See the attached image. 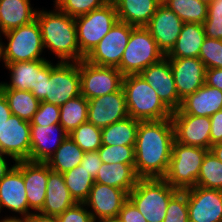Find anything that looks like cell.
<instances>
[{"label": "cell", "mask_w": 222, "mask_h": 222, "mask_svg": "<svg viewBox=\"0 0 222 222\" xmlns=\"http://www.w3.org/2000/svg\"><path fill=\"white\" fill-rule=\"evenodd\" d=\"M109 0H55L54 5L73 18L103 7Z\"/></svg>", "instance_id": "cell-38"}, {"label": "cell", "mask_w": 222, "mask_h": 222, "mask_svg": "<svg viewBox=\"0 0 222 222\" xmlns=\"http://www.w3.org/2000/svg\"><path fill=\"white\" fill-rule=\"evenodd\" d=\"M101 131V128L87 121L68 135L84 152H92L102 146Z\"/></svg>", "instance_id": "cell-37"}, {"label": "cell", "mask_w": 222, "mask_h": 222, "mask_svg": "<svg viewBox=\"0 0 222 222\" xmlns=\"http://www.w3.org/2000/svg\"><path fill=\"white\" fill-rule=\"evenodd\" d=\"M123 88L117 92L88 100V122L98 128H105L128 117Z\"/></svg>", "instance_id": "cell-14"}, {"label": "cell", "mask_w": 222, "mask_h": 222, "mask_svg": "<svg viewBox=\"0 0 222 222\" xmlns=\"http://www.w3.org/2000/svg\"><path fill=\"white\" fill-rule=\"evenodd\" d=\"M164 57V53L158 48L149 30L142 26L134 27L117 69L124 76L140 74L148 66L159 62Z\"/></svg>", "instance_id": "cell-7"}, {"label": "cell", "mask_w": 222, "mask_h": 222, "mask_svg": "<svg viewBox=\"0 0 222 222\" xmlns=\"http://www.w3.org/2000/svg\"><path fill=\"white\" fill-rule=\"evenodd\" d=\"M117 21L118 15L112 1L90 13L76 17L77 41L81 54L86 57Z\"/></svg>", "instance_id": "cell-8"}, {"label": "cell", "mask_w": 222, "mask_h": 222, "mask_svg": "<svg viewBox=\"0 0 222 222\" xmlns=\"http://www.w3.org/2000/svg\"><path fill=\"white\" fill-rule=\"evenodd\" d=\"M205 84L222 91V69L212 68L205 71Z\"/></svg>", "instance_id": "cell-49"}, {"label": "cell", "mask_w": 222, "mask_h": 222, "mask_svg": "<svg viewBox=\"0 0 222 222\" xmlns=\"http://www.w3.org/2000/svg\"><path fill=\"white\" fill-rule=\"evenodd\" d=\"M185 191L189 222H222V190L195 186Z\"/></svg>", "instance_id": "cell-13"}, {"label": "cell", "mask_w": 222, "mask_h": 222, "mask_svg": "<svg viewBox=\"0 0 222 222\" xmlns=\"http://www.w3.org/2000/svg\"><path fill=\"white\" fill-rule=\"evenodd\" d=\"M88 120V100L79 95L60 106L59 124L70 134Z\"/></svg>", "instance_id": "cell-33"}, {"label": "cell", "mask_w": 222, "mask_h": 222, "mask_svg": "<svg viewBox=\"0 0 222 222\" xmlns=\"http://www.w3.org/2000/svg\"><path fill=\"white\" fill-rule=\"evenodd\" d=\"M59 120L60 106L40 101L38 110L30 121V125L48 126L52 124H59Z\"/></svg>", "instance_id": "cell-43"}, {"label": "cell", "mask_w": 222, "mask_h": 222, "mask_svg": "<svg viewBox=\"0 0 222 222\" xmlns=\"http://www.w3.org/2000/svg\"><path fill=\"white\" fill-rule=\"evenodd\" d=\"M0 222H28L27 218H19L15 216L5 217L4 219L0 220Z\"/></svg>", "instance_id": "cell-54"}, {"label": "cell", "mask_w": 222, "mask_h": 222, "mask_svg": "<svg viewBox=\"0 0 222 222\" xmlns=\"http://www.w3.org/2000/svg\"><path fill=\"white\" fill-rule=\"evenodd\" d=\"M6 155L0 154V181L6 176V174L15 166H8L7 160L5 159Z\"/></svg>", "instance_id": "cell-52"}, {"label": "cell", "mask_w": 222, "mask_h": 222, "mask_svg": "<svg viewBox=\"0 0 222 222\" xmlns=\"http://www.w3.org/2000/svg\"><path fill=\"white\" fill-rule=\"evenodd\" d=\"M97 151L103 163H123V164L135 163L134 146L102 145Z\"/></svg>", "instance_id": "cell-39"}, {"label": "cell", "mask_w": 222, "mask_h": 222, "mask_svg": "<svg viewBox=\"0 0 222 222\" xmlns=\"http://www.w3.org/2000/svg\"><path fill=\"white\" fill-rule=\"evenodd\" d=\"M62 175L71 197L76 203H84L95 182L91 174L80 164Z\"/></svg>", "instance_id": "cell-34"}, {"label": "cell", "mask_w": 222, "mask_h": 222, "mask_svg": "<svg viewBox=\"0 0 222 222\" xmlns=\"http://www.w3.org/2000/svg\"><path fill=\"white\" fill-rule=\"evenodd\" d=\"M200 1H202L203 3H205L207 5H209L213 2V0H200Z\"/></svg>", "instance_id": "cell-56"}, {"label": "cell", "mask_w": 222, "mask_h": 222, "mask_svg": "<svg viewBox=\"0 0 222 222\" xmlns=\"http://www.w3.org/2000/svg\"><path fill=\"white\" fill-rule=\"evenodd\" d=\"M174 140L171 118L139 122L134 146V168L139 178L165 176Z\"/></svg>", "instance_id": "cell-1"}, {"label": "cell", "mask_w": 222, "mask_h": 222, "mask_svg": "<svg viewBox=\"0 0 222 222\" xmlns=\"http://www.w3.org/2000/svg\"><path fill=\"white\" fill-rule=\"evenodd\" d=\"M54 7L55 11L36 13L44 48L55 53L60 62H79L85 57L78 45L75 18Z\"/></svg>", "instance_id": "cell-2"}, {"label": "cell", "mask_w": 222, "mask_h": 222, "mask_svg": "<svg viewBox=\"0 0 222 222\" xmlns=\"http://www.w3.org/2000/svg\"><path fill=\"white\" fill-rule=\"evenodd\" d=\"M210 151L222 161V144H214L211 146Z\"/></svg>", "instance_id": "cell-53"}, {"label": "cell", "mask_w": 222, "mask_h": 222, "mask_svg": "<svg viewBox=\"0 0 222 222\" xmlns=\"http://www.w3.org/2000/svg\"><path fill=\"white\" fill-rule=\"evenodd\" d=\"M6 97L12 115L31 121L38 110L40 101L31 91H20L17 89H0Z\"/></svg>", "instance_id": "cell-32"}, {"label": "cell", "mask_w": 222, "mask_h": 222, "mask_svg": "<svg viewBox=\"0 0 222 222\" xmlns=\"http://www.w3.org/2000/svg\"><path fill=\"white\" fill-rule=\"evenodd\" d=\"M30 128L31 162L46 163L68 136L67 132L60 124H52L48 126L30 125ZM57 131H59V135L56 134ZM54 135L56 137H54Z\"/></svg>", "instance_id": "cell-21"}, {"label": "cell", "mask_w": 222, "mask_h": 222, "mask_svg": "<svg viewBox=\"0 0 222 222\" xmlns=\"http://www.w3.org/2000/svg\"><path fill=\"white\" fill-rule=\"evenodd\" d=\"M128 200L125 190L94 182L87 200L84 202L94 221L119 215L123 204ZM92 210V211H91Z\"/></svg>", "instance_id": "cell-19"}, {"label": "cell", "mask_w": 222, "mask_h": 222, "mask_svg": "<svg viewBox=\"0 0 222 222\" xmlns=\"http://www.w3.org/2000/svg\"><path fill=\"white\" fill-rule=\"evenodd\" d=\"M177 192L163 178H139L128 199L147 222H163L168 203Z\"/></svg>", "instance_id": "cell-4"}, {"label": "cell", "mask_w": 222, "mask_h": 222, "mask_svg": "<svg viewBox=\"0 0 222 222\" xmlns=\"http://www.w3.org/2000/svg\"><path fill=\"white\" fill-rule=\"evenodd\" d=\"M169 62L181 101L205 84L206 68L199 58L169 59Z\"/></svg>", "instance_id": "cell-20"}, {"label": "cell", "mask_w": 222, "mask_h": 222, "mask_svg": "<svg viewBox=\"0 0 222 222\" xmlns=\"http://www.w3.org/2000/svg\"><path fill=\"white\" fill-rule=\"evenodd\" d=\"M211 132L210 141L211 146L217 144L222 139V110H219L210 116Z\"/></svg>", "instance_id": "cell-47"}, {"label": "cell", "mask_w": 222, "mask_h": 222, "mask_svg": "<svg viewBox=\"0 0 222 222\" xmlns=\"http://www.w3.org/2000/svg\"><path fill=\"white\" fill-rule=\"evenodd\" d=\"M140 75L156 90L158 97L172 112L180 108L182 101L178 96L171 65L166 56L148 66Z\"/></svg>", "instance_id": "cell-15"}, {"label": "cell", "mask_w": 222, "mask_h": 222, "mask_svg": "<svg viewBox=\"0 0 222 222\" xmlns=\"http://www.w3.org/2000/svg\"><path fill=\"white\" fill-rule=\"evenodd\" d=\"M118 217L121 222H147L137 207L129 199L123 204Z\"/></svg>", "instance_id": "cell-45"}, {"label": "cell", "mask_w": 222, "mask_h": 222, "mask_svg": "<svg viewBox=\"0 0 222 222\" xmlns=\"http://www.w3.org/2000/svg\"><path fill=\"white\" fill-rule=\"evenodd\" d=\"M184 23L203 24L207 19L208 5L200 0H162Z\"/></svg>", "instance_id": "cell-35"}, {"label": "cell", "mask_w": 222, "mask_h": 222, "mask_svg": "<svg viewBox=\"0 0 222 222\" xmlns=\"http://www.w3.org/2000/svg\"><path fill=\"white\" fill-rule=\"evenodd\" d=\"M49 60H33L26 62L4 63L9 69L11 82L0 84V89H17L20 91H31L39 100V83L41 68Z\"/></svg>", "instance_id": "cell-24"}, {"label": "cell", "mask_w": 222, "mask_h": 222, "mask_svg": "<svg viewBox=\"0 0 222 222\" xmlns=\"http://www.w3.org/2000/svg\"><path fill=\"white\" fill-rule=\"evenodd\" d=\"M84 153L68 135L46 164L52 171L63 174L80 165Z\"/></svg>", "instance_id": "cell-31"}, {"label": "cell", "mask_w": 222, "mask_h": 222, "mask_svg": "<svg viewBox=\"0 0 222 222\" xmlns=\"http://www.w3.org/2000/svg\"><path fill=\"white\" fill-rule=\"evenodd\" d=\"M36 13L30 0H0V25L3 33L31 23L36 19Z\"/></svg>", "instance_id": "cell-29"}, {"label": "cell", "mask_w": 222, "mask_h": 222, "mask_svg": "<svg viewBox=\"0 0 222 222\" xmlns=\"http://www.w3.org/2000/svg\"><path fill=\"white\" fill-rule=\"evenodd\" d=\"M81 95L79 62H60L50 74L45 102L61 106Z\"/></svg>", "instance_id": "cell-11"}, {"label": "cell", "mask_w": 222, "mask_h": 222, "mask_svg": "<svg viewBox=\"0 0 222 222\" xmlns=\"http://www.w3.org/2000/svg\"><path fill=\"white\" fill-rule=\"evenodd\" d=\"M134 27L118 20L84 60L97 66L118 67Z\"/></svg>", "instance_id": "cell-10"}, {"label": "cell", "mask_w": 222, "mask_h": 222, "mask_svg": "<svg viewBox=\"0 0 222 222\" xmlns=\"http://www.w3.org/2000/svg\"><path fill=\"white\" fill-rule=\"evenodd\" d=\"M60 63L54 65L51 63V61L47 62L42 68H41V75H40V83H39V101H44L46 99V87L47 82H49L51 71Z\"/></svg>", "instance_id": "cell-48"}, {"label": "cell", "mask_w": 222, "mask_h": 222, "mask_svg": "<svg viewBox=\"0 0 222 222\" xmlns=\"http://www.w3.org/2000/svg\"><path fill=\"white\" fill-rule=\"evenodd\" d=\"M196 186L222 190V161L211 151H208L203 158Z\"/></svg>", "instance_id": "cell-36"}, {"label": "cell", "mask_w": 222, "mask_h": 222, "mask_svg": "<svg viewBox=\"0 0 222 222\" xmlns=\"http://www.w3.org/2000/svg\"><path fill=\"white\" fill-rule=\"evenodd\" d=\"M174 138L183 145L196 146L210 151V117L195 115H172Z\"/></svg>", "instance_id": "cell-17"}, {"label": "cell", "mask_w": 222, "mask_h": 222, "mask_svg": "<svg viewBox=\"0 0 222 222\" xmlns=\"http://www.w3.org/2000/svg\"><path fill=\"white\" fill-rule=\"evenodd\" d=\"M199 59L206 69H222V40L206 37L201 46Z\"/></svg>", "instance_id": "cell-40"}, {"label": "cell", "mask_w": 222, "mask_h": 222, "mask_svg": "<svg viewBox=\"0 0 222 222\" xmlns=\"http://www.w3.org/2000/svg\"><path fill=\"white\" fill-rule=\"evenodd\" d=\"M207 38L222 40V0L208 5L207 19L203 23Z\"/></svg>", "instance_id": "cell-41"}, {"label": "cell", "mask_w": 222, "mask_h": 222, "mask_svg": "<svg viewBox=\"0 0 222 222\" xmlns=\"http://www.w3.org/2000/svg\"><path fill=\"white\" fill-rule=\"evenodd\" d=\"M94 222H121V220L118 216H116V217L101 218Z\"/></svg>", "instance_id": "cell-55"}, {"label": "cell", "mask_w": 222, "mask_h": 222, "mask_svg": "<svg viewBox=\"0 0 222 222\" xmlns=\"http://www.w3.org/2000/svg\"><path fill=\"white\" fill-rule=\"evenodd\" d=\"M205 38L203 24L184 23L175 45L165 56L168 59L199 58Z\"/></svg>", "instance_id": "cell-27"}, {"label": "cell", "mask_w": 222, "mask_h": 222, "mask_svg": "<svg viewBox=\"0 0 222 222\" xmlns=\"http://www.w3.org/2000/svg\"><path fill=\"white\" fill-rule=\"evenodd\" d=\"M29 216V205L22 173L14 166L0 181V213L2 208Z\"/></svg>", "instance_id": "cell-23"}, {"label": "cell", "mask_w": 222, "mask_h": 222, "mask_svg": "<svg viewBox=\"0 0 222 222\" xmlns=\"http://www.w3.org/2000/svg\"><path fill=\"white\" fill-rule=\"evenodd\" d=\"M183 24L184 22L172 10L161 3L145 27L158 48L166 55L175 45Z\"/></svg>", "instance_id": "cell-18"}, {"label": "cell", "mask_w": 222, "mask_h": 222, "mask_svg": "<svg viewBox=\"0 0 222 222\" xmlns=\"http://www.w3.org/2000/svg\"><path fill=\"white\" fill-rule=\"evenodd\" d=\"M102 163L98 151L85 152L81 161V165L91 174L94 180Z\"/></svg>", "instance_id": "cell-46"}, {"label": "cell", "mask_w": 222, "mask_h": 222, "mask_svg": "<svg viewBox=\"0 0 222 222\" xmlns=\"http://www.w3.org/2000/svg\"><path fill=\"white\" fill-rule=\"evenodd\" d=\"M15 167L22 173L26 190V197L29 205V215L34 212H40L43 208L48 174L52 171L50 167L43 162L16 161Z\"/></svg>", "instance_id": "cell-16"}, {"label": "cell", "mask_w": 222, "mask_h": 222, "mask_svg": "<svg viewBox=\"0 0 222 222\" xmlns=\"http://www.w3.org/2000/svg\"><path fill=\"white\" fill-rule=\"evenodd\" d=\"M208 151L174 140L169 166L163 179L178 191L195 187L203 158Z\"/></svg>", "instance_id": "cell-5"}, {"label": "cell", "mask_w": 222, "mask_h": 222, "mask_svg": "<svg viewBox=\"0 0 222 222\" xmlns=\"http://www.w3.org/2000/svg\"><path fill=\"white\" fill-rule=\"evenodd\" d=\"M87 209L85 203H75L58 215L57 219L59 222H94L90 211Z\"/></svg>", "instance_id": "cell-44"}, {"label": "cell", "mask_w": 222, "mask_h": 222, "mask_svg": "<svg viewBox=\"0 0 222 222\" xmlns=\"http://www.w3.org/2000/svg\"><path fill=\"white\" fill-rule=\"evenodd\" d=\"M163 222H189L186 191H178L170 199Z\"/></svg>", "instance_id": "cell-42"}, {"label": "cell", "mask_w": 222, "mask_h": 222, "mask_svg": "<svg viewBox=\"0 0 222 222\" xmlns=\"http://www.w3.org/2000/svg\"><path fill=\"white\" fill-rule=\"evenodd\" d=\"M118 20L135 27H145L162 0H112Z\"/></svg>", "instance_id": "cell-26"}, {"label": "cell", "mask_w": 222, "mask_h": 222, "mask_svg": "<svg viewBox=\"0 0 222 222\" xmlns=\"http://www.w3.org/2000/svg\"><path fill=\"white\" fill-rule=\"evenodd\" d=\"M46 187L45 201L40 213L58 216L76 203L71 197L61 173L51 171L48 174Z\"/></svg>", "instance_id": "cell-25"}, {"label": "cell", "mask_w": 222, "mask_h": 222, "mask_svg": "<svg viewBox=\"0 0 222 222\" xmlns=\"http://www.w3.org/2000/svg\"><path fill=\"white\" fill-rule=\"evenodd\" d=\"M219 110H222V91L204 84L184 98L180 108L173 111L172 115L210 117Z\"/></svg>", "instance_id": "cell-22"}, {"label": "cell", "mask_w": 222, "mask_h": 222, "mask_svg": "<svg viewBox=\"0 0 222 222\" xmlns=\"http://www.w3.org/2000/svg\"><path fill=\"white\" fill-rule=\"evenodd\" d=\"M30 122L11 115L0 128V154L16 161H30Z\"/></svg>", "instance_id": "cell-12"}, {"label": "cell", "mask_w": 222, "mask_h": 222, "mask_svg": "<svg viewBox=\"0 0 222 222\" xmlns=\"http://www.w3.org/2000/svg\"><path fill=\"white\" fill-rule=\"evenodd\" d=\"M139 177L134 164L102 163L95 182L114 188L125 190L129 193L137 184Z\"/></svg>", "instance_id": "cell-28"}, {"label": "cell", "mask_w": 222, "mask_h": 222, "mask_svg": "<svg viewBox=\"0 0 222 222\" xmlns=\"http://www.w3.org/2000/svg\"><path fill=\"white\" fill-rule=\"evenodd\" d=\"M140 120L128 116L122 120L102 128V145L135 146Z\"/></svg>", "instance_id": "cell-30"}, {"label": "cell", "mask_w": 222, "mask_h": 222, "mask_svg": "<svg viewBox=\"0 0 222 222\" xmlns=\"http://www.w3.org/2000/svg\"><path fill=\"white\" fill-rule=\"evenodd\" d=\"M27 220L28 222H59L57 216L45 215L40 212H32Z\"/></svg>", "instance_id": "cell-51"}, {"label": "cell", "mask_w": 222, "mask_h": 222, "mask_svg": "<svg viewBox=\"0 0 222 222\" xmlns=\"http://www.w3.org/2000/svg\"><path fill=\"white\" fill-rule=\"evenodd\" d=\"M3 34L8 41L7 44L0 43V59L4 63L46 60L40 56L44 45L37 19Z\"/></svg>", "instance_id": "cell-6"}, {"label": "cell", "mask_w": 222, "mask_h": 222, "mask_svg": "<svg viewBox=\"0 0 222 222\" xmlns=\"http://www.w3.org/2000/svg\"><path fill=\"white\" fill-rule=\"evenodd\" d=\"M0 33L3 34V31H2V29H1V25H0ZM1 40H2V39H1V36H0V43L2 42Z\"/></svg>", "instance_id": "cell-57"}, {"label": "cell", "mask_w": 222, "mask_h": 222, "mask_svg": "<svg viewBox=\"0 0 222 222\" xmlns=\"http://www.w3.org/2000/svg\"><path fill=\"white\" fill-rule=\"evenodd\" d=\"M128 115L140 121L170 119L172 111L158 97L148 82L140 74L123 77Z\"/></svg>", "instance_id": "cell-3"}, {"label": "cell", "mask_w": 222, "mask_h": 222, "mask_svg": "<svg viewBox=\"0 0 222 222\" xmlns=\"http://www.w3.org/2000/svg\"><path fill=\"white\" fill-rule=\"evenodd\" d=\"M81 95L87 100L117 92L122 88L124 75L117 67L97 66L79 61Z\"/></svg>", "instance_id": "cell-9"}, {"label": "cell", "mask_w": 222, "mask_h": 222, "mask_svg": "<svg viewBox=\"0 0 222 222\" xmlns=\"http://www.w3.org/2000/svg\"><path fill=\"white\" fill-rule=\"evenodd\" d=\"M12 113L9 108L8 101L4 94L0 91V128L11 117Z\"/></svg>", "instance_id": "cell-50"}]
</instances>
